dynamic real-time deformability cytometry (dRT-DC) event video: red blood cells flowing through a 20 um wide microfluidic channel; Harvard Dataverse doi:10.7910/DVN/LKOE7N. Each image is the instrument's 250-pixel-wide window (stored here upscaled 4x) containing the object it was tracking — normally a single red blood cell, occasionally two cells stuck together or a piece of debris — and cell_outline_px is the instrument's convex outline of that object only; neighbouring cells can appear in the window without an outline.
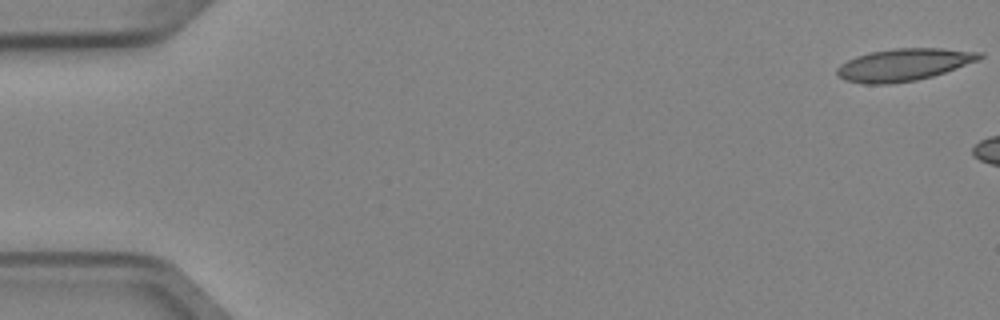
{"species": "Egyptian fruit bat (a non-hibernating species)", "species_latin": "Rousettus aegyptiacus", "temperature_condition": "cold", "stored_images_in_passage": 3, "camera_frame_rate_fps": 3000, "um_per_image_px": 0.085, "animal": {"sex": "female"}, "frame": {"image": 1, "passage_image": 1, "time_ms": 0.0, "image_size_px": [1000, 320], "cell_outline_px": [[984, 56], [980, 60], [932, 76], [916, 80], [888, 84], [864, 84], [844, 80], [836, 72], [836, 68], [840, 64], [856, 56], [868, 52], [892, 48], [940, 48], [984, 52]], "centroid_in_image_um": [76.82, 5.49], "position_along_channel_um": 8.2, "area_um2": 26.93}}